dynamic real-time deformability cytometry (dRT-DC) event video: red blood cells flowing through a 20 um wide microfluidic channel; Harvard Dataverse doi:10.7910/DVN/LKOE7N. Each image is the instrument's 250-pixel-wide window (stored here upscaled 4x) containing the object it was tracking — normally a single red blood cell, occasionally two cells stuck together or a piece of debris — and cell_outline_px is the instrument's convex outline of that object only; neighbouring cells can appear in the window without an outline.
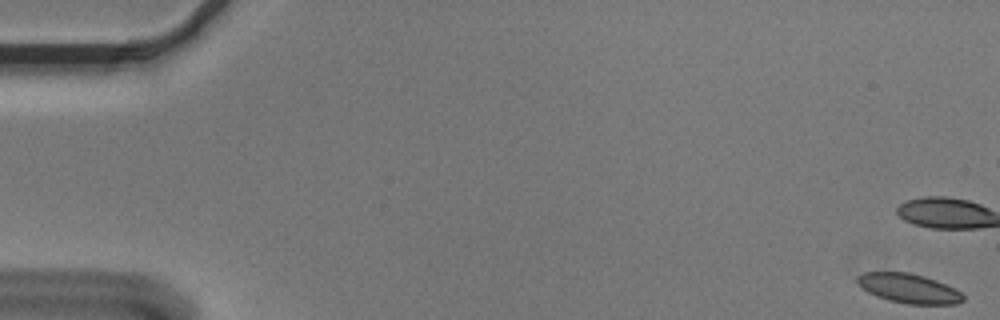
{"species": "Egyptian fruit bat (a non-hibernating species)", "species_latin": "Rousettus aegyptiacus", "temperature_condition": "cold", "stored_images_in_passage": 7, "camera_frame_rate_fps": 3000, "um_per_image_px": 0.085, "animal": {"sex": "male"}, "frame": {"image": 1, "passage_image": 1, "time_ms": 0.0, "image_size_px": [1000, 320], "cell_outline_px": [[964, 300], [956, 304], [908, 304], [888, 300], [876, 296], [868, 292], [856, 280], [856, 276], [864, 272], [908, 272], [924, 276], [936, 280], [960, 292], [964, 296]], "centroid_in_image_um": [77.23, 24.51], "position_along_channel_um": 7.8, "area_um2": 17.98}}